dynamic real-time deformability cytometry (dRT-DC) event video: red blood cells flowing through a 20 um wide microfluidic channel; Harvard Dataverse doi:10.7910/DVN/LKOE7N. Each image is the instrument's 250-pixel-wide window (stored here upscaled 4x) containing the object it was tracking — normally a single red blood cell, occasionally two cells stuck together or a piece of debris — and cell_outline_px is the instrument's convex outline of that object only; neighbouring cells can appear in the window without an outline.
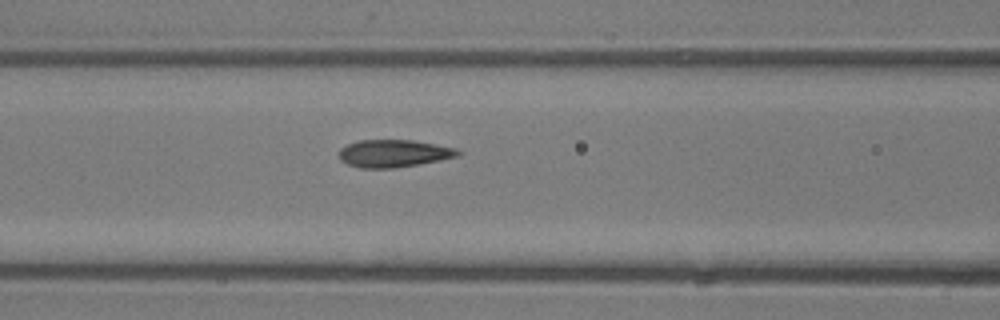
{"species": "common noctule bat (a hibernating species)", "species_latin": "Nyctalus noctula", "temperature_condition": "room temperature", "stored_images_in_passage": 6, "camera_frame_rate_fps": 3000, "um_per_image_px": 0.085, "animal": {"sex": "male", "body_mass_g": 13.3}, "frame": {"image": 1, "passage_image": 6, "time_ms": 1.667, "image_size_px": [1000, 320], "cell_outline_px": [[464, 152], [460, 156], [440, 160], [392, 168], [360, 168], [348, 164], [340, 160], [340, 148], [348, 144], [360, 140], [412, 140], [436, 144], [456, 148]], "centroid_in_image_um": [33.5, 13.03], "position_along_channel_um": 133.1, "area_um2": 19.02}}